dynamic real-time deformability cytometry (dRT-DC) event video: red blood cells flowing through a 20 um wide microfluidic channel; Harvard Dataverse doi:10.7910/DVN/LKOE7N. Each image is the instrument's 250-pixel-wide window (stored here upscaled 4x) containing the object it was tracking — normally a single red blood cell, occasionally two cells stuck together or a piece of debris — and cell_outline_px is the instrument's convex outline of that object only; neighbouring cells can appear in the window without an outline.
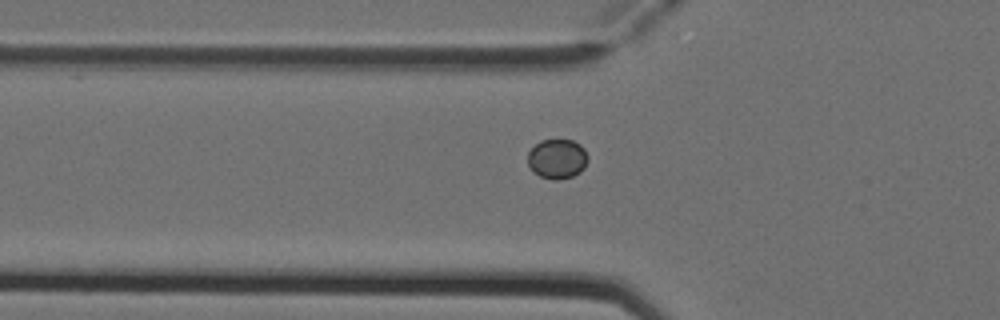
{"species": "Egyptian fruit bat (a non-hibernating species)", "species_latin": "Rousettus aegyptiacus", "temperature_condition": "cold", "stored_images_in_passage": 5, "camera_frame_rate_fps": 3000, "um_per_image_px": 0.085, "animal": {"sex": "female"}, "frame": {"image": 1, "passage_image": 4, "time_ms": 1.0, "image_size_px": [1000, 320], "cell_outline_px": [[588, 160], [584, 168], [580, 172], [572, 176], [556, 180], [552, 180], [540, 176], [532, 172], [528, 164], [528, 152], [540, 140], [572, 140], [580, 144], [584, 148], [588, 156]], "centroid_in_image_um": [47.36, 13.5], "position_along_channel_um": 78.4, "area_um2": 13.99}}